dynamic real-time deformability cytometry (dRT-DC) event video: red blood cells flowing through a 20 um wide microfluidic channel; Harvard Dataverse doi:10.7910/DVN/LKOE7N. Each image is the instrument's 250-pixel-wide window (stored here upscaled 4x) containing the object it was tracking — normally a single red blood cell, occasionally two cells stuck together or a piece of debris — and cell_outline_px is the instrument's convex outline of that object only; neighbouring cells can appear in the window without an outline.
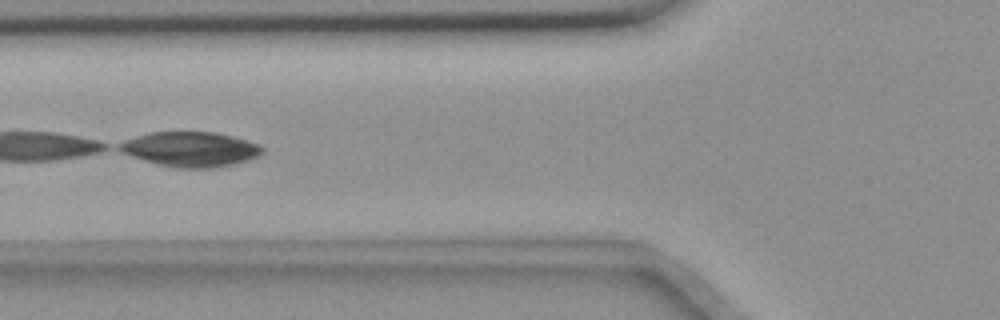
{"species": "common noctule bat (a hibernating species)", "species_latin": "Nyctalus noctula", "temperature_condition": "room temperature", "stored_images_in_passage": 11, "camera_frame_rate_fps": 3000, "um_per_image_px": 0.085, "animal": {"sex": "female", "body_mass_g": 18.4}, "frame": {"image": 1, "passage_image": 4, "time_ms": 1.0, "image_size_px": [1000, 320], "cell_outline_px": [[252, 152], [240, 156], [220, 160], [204, 160], [148, 156], [136, 152], [204, 136], [240, 144], [252, 148]], "centroid_in_image_um": [16.97, 12.73], "position_along_channel_um": 108.8, "area_um2": 12.14}}